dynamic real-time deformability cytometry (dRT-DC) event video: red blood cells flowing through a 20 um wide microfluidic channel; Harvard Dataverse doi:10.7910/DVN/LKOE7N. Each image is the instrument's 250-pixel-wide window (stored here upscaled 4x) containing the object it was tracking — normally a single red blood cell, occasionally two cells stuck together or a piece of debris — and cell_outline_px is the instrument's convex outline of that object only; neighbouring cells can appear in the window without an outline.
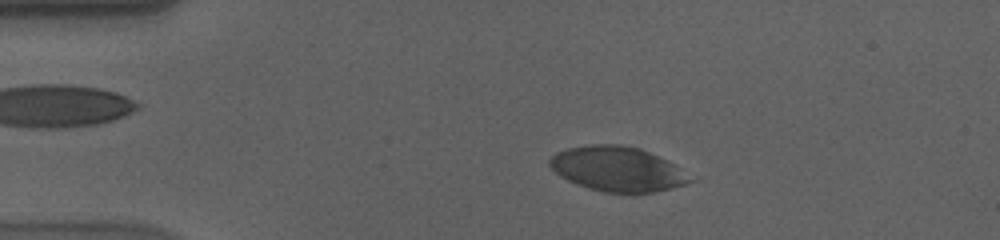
{"species": "human", "species_latin": "Homo sapiens", "temperature_condition": "cold", "stored_images_in_passage": 56, "camera_frame_rate_fps": 3000, "um_per_image_px": 0.085, "donor": {"sex": "male"}, "frame": {"image": 1, "passage_image": 10, "time_ms": 3.0, "image_size_px": [1000, 240], "cell_outline_px": [[696, 180], [672, 188], [656, 192], [604, 192], [588, 188], [576, 184], [560, 176], [548, 164], [548, 160], [556, 152], [568, 148], [592, 144], [620, 144], [640, 148], [676, 164]], "centroid_in_image_um": [52.5, 14.36], "position_along_channel_um": 32.5, "area_um2": 36.65}}
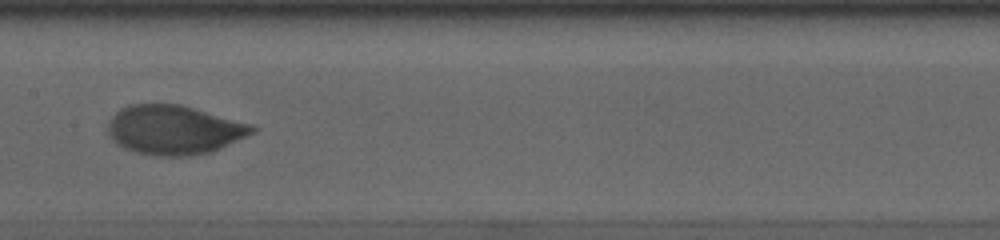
{"frame": {"image": 2, "passage_image": 28, "time_ms": 9.0, "image_size_px": [1000, 240], "cell_outline_px": [[256, 132], [212, 152], [192, 156], [156, 156], [136, 152], [124, 148], [116, 144], [108, 132], [108, 120], [120, 108], [128, 104], [180, 104], [252, 124], [256, 128]], "centroid_in_image_um": [14.79, 11.04], "position_along_channel_um": 192.6, "area_um2": 41.62}}
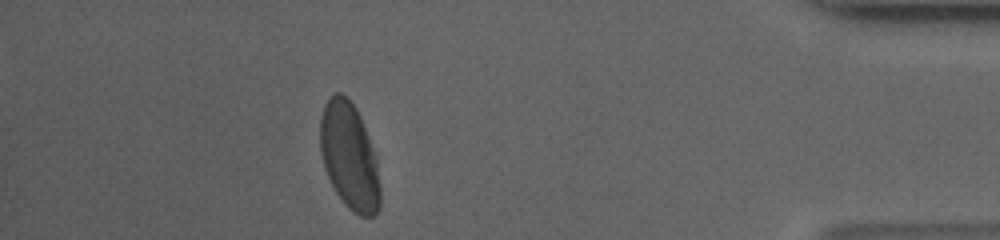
{"frame": {"image": 3, "passage_image": 50, "time_ms": 16.333, "image_size_px": [1000, 240], "cell_outline_px": [[380, 208], [372, 216], [360, 216], [348, 208], [344, 204], [336, 192], [324, 168], [320, 152], [320, 116], [324, 104], [332, 92], [340, 92], [348, 96], [356, 108], [360, 116], [376, 156], [380, 188]], "centroid_in_image_um": [29.68, 13.24], "position_along_channel_um": 405.5, "area_um2": 37.57}, "authors_computed_cell_mechanics": {"area_um2": 40.2577, "velocity_mm_per_s": 3.5343, "shape_relaxation_time_tau1_ms": 4.839, "shape_relaxation_time_tau2_ms": null, "deformation_change_tau1": 0.1735, "deformation_change_tau2": null}}